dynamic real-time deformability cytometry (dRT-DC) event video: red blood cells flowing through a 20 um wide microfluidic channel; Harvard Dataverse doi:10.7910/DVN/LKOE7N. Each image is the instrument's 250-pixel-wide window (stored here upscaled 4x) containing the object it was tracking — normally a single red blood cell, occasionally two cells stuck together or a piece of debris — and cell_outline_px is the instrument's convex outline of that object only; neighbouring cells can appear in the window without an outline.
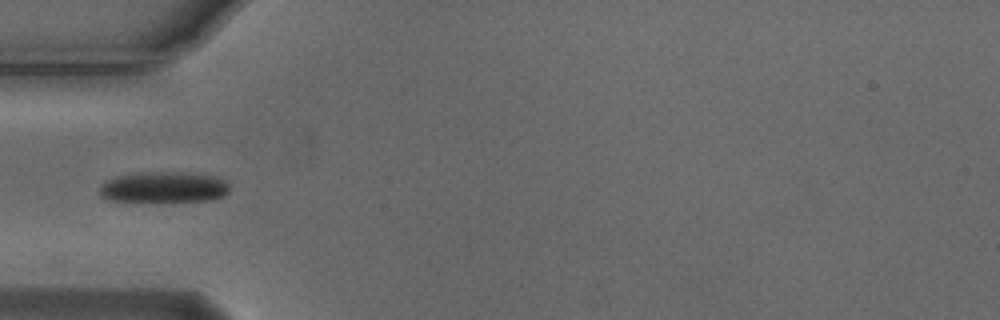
{"species": "Egyptian fruit bat (a non-hibernating species)", "species_latin": "Rousettus aegyptiacus", "temperature_condition": "cold", "stored_images_in_passage": 5, "camera_frame_rate_fps": 3000, "um_per_image_px": 0.085, "animal": {"sex": "male"}, "frame": {"image": 1, "passage_image": 5, "time_ms": 1.333, "image_size_px": [1000, 320], "cell_outline_px": [[228, 192], [224, 196], [212, 200], [156, 204], [108, 200], [100, 196], [100, 184], [104, 180], [116, 176], [140, 172], [176, 172], [212, 176], [224, 180], [228, 184]], "centroid_in_image_um": [13.85, 15.97], "position_along_channel_um": 71.2, "area_um2": 24.45}}